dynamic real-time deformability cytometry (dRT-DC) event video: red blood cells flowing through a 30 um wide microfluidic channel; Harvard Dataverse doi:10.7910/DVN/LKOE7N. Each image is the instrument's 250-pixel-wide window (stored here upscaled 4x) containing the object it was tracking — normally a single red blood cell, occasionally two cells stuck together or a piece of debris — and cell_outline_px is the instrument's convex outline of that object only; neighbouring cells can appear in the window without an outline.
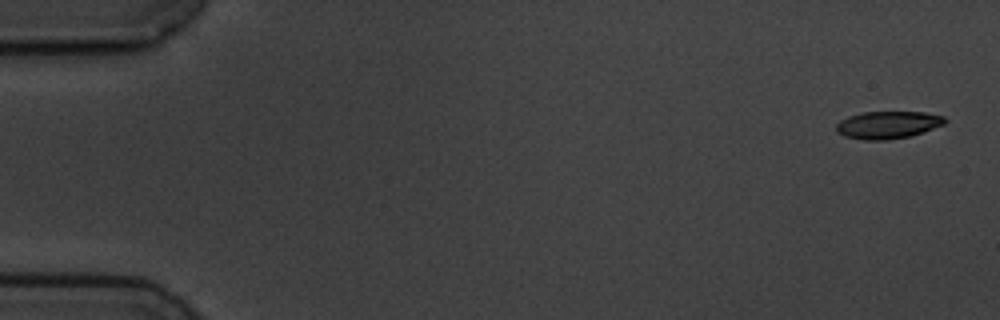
{"species": "common noctule bat (a hibernating species)", "species_latin": "Nyctalus noctula", "temperature_condition": "cold", "stored_images_in_passage": 5, "camera_frame_rate_fps": 3000, "um_per_image_px": 0.085, "animal": {"sex": "male", "body_mass_g": 19.5, "forearm_length_mm": 54.6}, "frame": {"image": 1, "passage_image": 1, "time_ms": 0.0, "image_size_px": [1000, 320], "cell_outline_px": [[948, 120], [944, 124], [924, 132], [908, 136], [888, 140], [864, 140], [844, 136], [836, 132], [836, 124], [840, 120], [848, 116], [864, 112], [924, 112], [944, 116]], "centroid_in_image_um": [75.46, 10.61], "position_along_channel_um": 9.5, "area_um2": 17.46}}
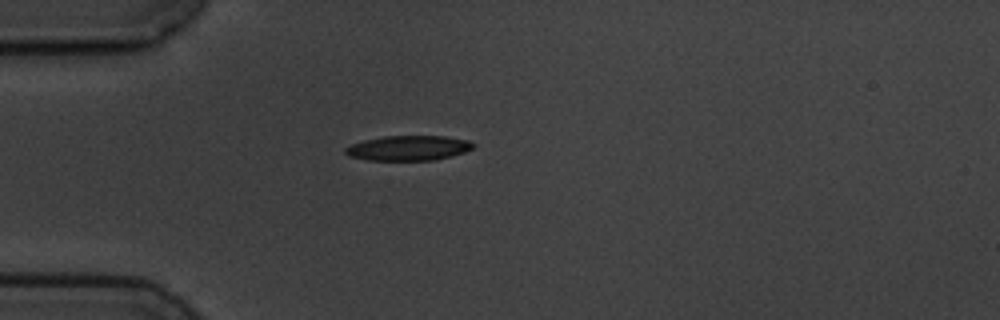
{"frame": {"image": 2, "passage_image": 5, "time_ms": 4.667, "image_size_px": [1000, 320], "cell_outline_px": [[476, 144], [472, 148], [464, 152], [452, 156], [436, 160], [368, 160], [348, 156], [344, 152], [344, 148], [352, 144], [364, 140], [384, 136], [448, 136], [468, 140]], "centroid_in_image_um": [34.72, 12.58], "position_along_channel_um": 50.3, "area_um2": 18.67}}